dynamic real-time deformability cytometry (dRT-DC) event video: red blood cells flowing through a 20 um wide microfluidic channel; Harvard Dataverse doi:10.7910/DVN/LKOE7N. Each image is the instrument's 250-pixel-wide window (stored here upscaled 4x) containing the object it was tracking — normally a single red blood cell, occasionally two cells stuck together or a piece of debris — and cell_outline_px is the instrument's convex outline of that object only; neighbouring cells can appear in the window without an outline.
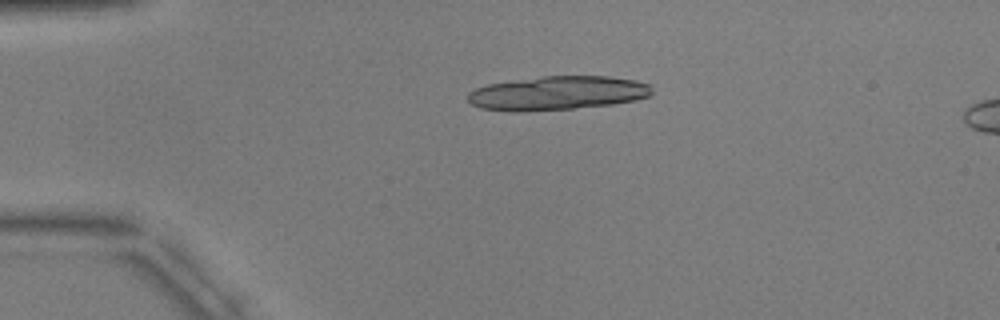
{"species": "common noctule bat (a hibernating species)", "species_latin": "Nyctalus noctula", "temperature_condition": "warm", "stored_images_in_passage": 3, "camera_frame_rate_fps": 3000, "um_per_image_px": 0.085, "animal": {"sex": "male", "body_mass_g": 17.9, "forearm_length_mm": 54.2}, "frame": {"image": 1, "passage_image": 1, "time_ms": 0.0, "image_size_px": [1000, 320], "cell_outline_px": [[652, 96], [636, 100], [612, 104], [572, 108], [520, 112], [512, 112], [480, 108], [472, 104], [468, 100], [468, 92], [476, 88], [488, 84], [540, 76], [608, 76], [636, 80], [648, 84], [652, 92]], "centroid_in_image_um": [47.37, 7.91], "position_along_channel_um": 37.6, "area_um2": 36.47}}